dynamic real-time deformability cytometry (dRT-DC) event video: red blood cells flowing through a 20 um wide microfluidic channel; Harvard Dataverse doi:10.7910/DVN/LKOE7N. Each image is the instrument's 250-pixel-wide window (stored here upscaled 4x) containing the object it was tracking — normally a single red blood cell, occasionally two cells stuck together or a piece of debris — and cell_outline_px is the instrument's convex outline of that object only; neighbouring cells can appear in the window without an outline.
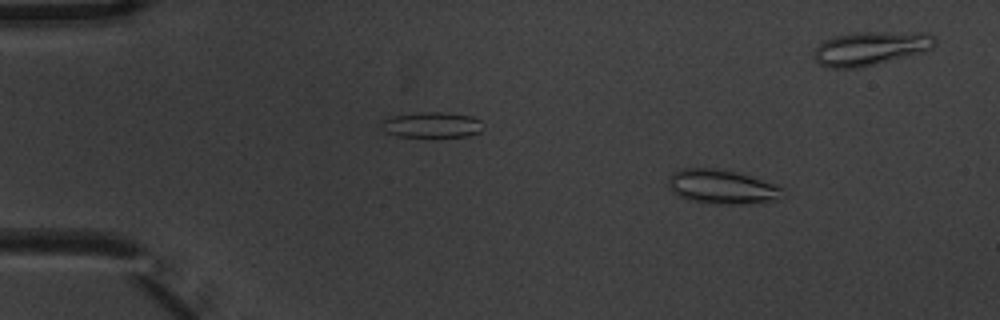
{"species": "common noctule bat (a hibernating species)", "species_latin": "Nyctalus noctula", "temperature_condition": "warm", "stored_images_in_passage": 10, "camera_frame_rate_fps": 3000, "um_per_image_px": 0.085, "animal": {"sex": "male", "body_mass_g": 20.1, "forearm_length_mm": 53.5}, "frame": {"image": 1, "passage_image": 1, "time_ms": 0.0, "image_size_px": [1000, 320], "cell_outline_px": [[788, 196], [780, 200], [744, 204], [720, 204], [688, 200], [672, 192], [668, 180], [672, 172], [680, 168], [716, 168], [736, 172], [776, 184], [784, 188]], "centroid_in_image_um": [61.44, 15.89], "position_along_channel_um": 23.6, "area_um2": 23.18}}
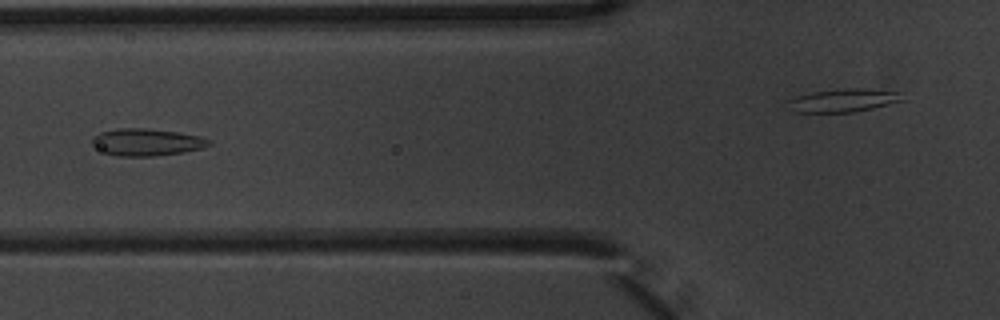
{"frame": {"image": 2, "passage_image": 5, "time_ms": 1.333, "image_size_px": [1000, 320], "cell_outline_px": [[212, 144], [204, 148], [184, 152], [152, 156], [116, 156], [104, 152], [92, 144], [92, 136], [100, 132], [120, 128], [148, 128], [180, 132], [200, 136], [212, 140]], "centroid_in_image_um": [12.51, 12.08], "position_along_channel_um": 113.3, "area_um2": 18.67}}
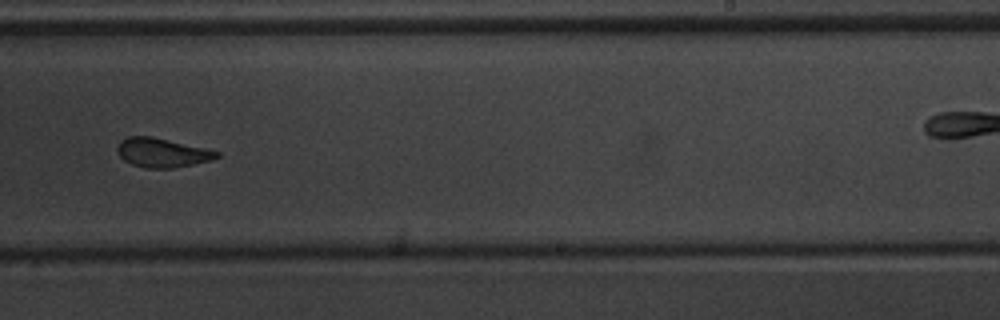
{"frame": {"image": 3, "passage_image": 9, "time_ms": 2.667, "image_size_px": [1000, 320], "cell_outline_px": [[220, 156], [212, 160], [172, 168], [144, 168], [132, 164], [124, 160], [120, 156], [116, 148], [120, 140], [128, 136], [148, 136], [204, 148], [220, 152]], "centroid_in_image_um": [13.75, 12.98], "position_along_channel_um": 275.3, "area_um2": 16.65}}